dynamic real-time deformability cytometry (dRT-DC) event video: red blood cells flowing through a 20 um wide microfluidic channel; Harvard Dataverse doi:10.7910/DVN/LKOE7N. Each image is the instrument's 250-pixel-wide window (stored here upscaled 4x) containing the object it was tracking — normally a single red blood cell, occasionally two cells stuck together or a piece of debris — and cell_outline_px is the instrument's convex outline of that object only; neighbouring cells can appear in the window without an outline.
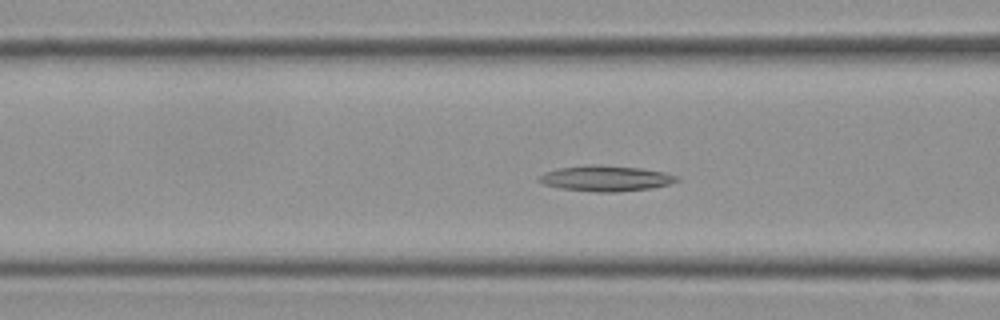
{"species": "Egyptian fruit bat (a non-hibernating species)", "species_latin": "Rousettus aegyptiacus", "temperature_condition": "cold", "stored_images_in_passage": 44, "camera_frame_rate_fps": 3000, "um_per_image_px": 0.085, "frame": {"image": 1, "passage_image": 22, "time_ms": 7.0, "image_size_px": [1000, 320], "cell_outline_px": [[680, 180], [672, 184], [652, 188], [616, 192], [596, 192], [560, 188], [544, 184], [536, 180], [544, 172], [556, 168], [588, 164], [596, 164], [640, 168], [664, 172], [680, 176]], "centroid_in_image_um": [51.51, 15.15], "position_along_channel_um": 115.1, "area_um2": 20.87}}
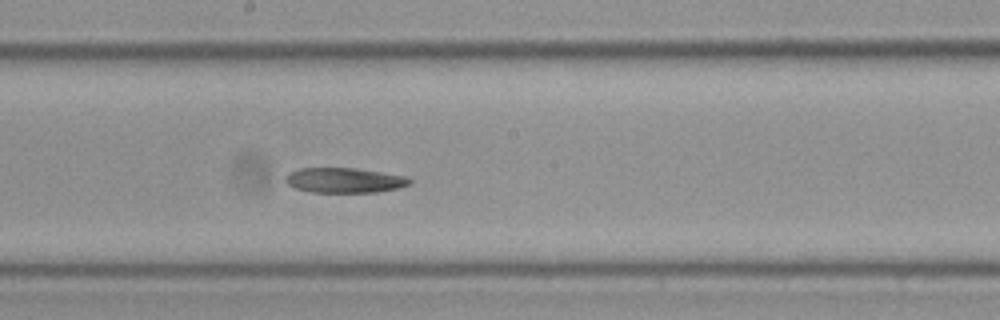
{"frame": {"image": 2, "passage_image": 31, "time_ms": 10.0, "image_size_px": [1000, 320], "cell_outline_px": [[412, 184], [400, 188], [376, 192], [312, 192], [292, 188], [284, 180], [284, 176], [288, 172], [300, 168], [356, 168], [404, 176], [412, 180]], "centroid_in_image_um": [29.24, 15.33], "position_along_channel_um": 219.0, "area_um2": 18.26}}
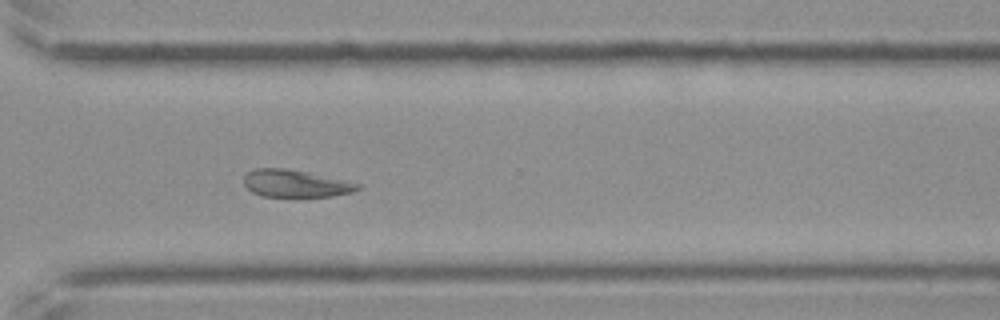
{"frame": {"image": 3, "passage_image": 42, "time_ms": 13.667, "image_size_px": [1000, 320], "cell_outline_px": [[364, 184], [360, 188], [352, 192], [332, 196], [260, 196], [252, 192], [244, 184], [244, 176], [248, 172], [256, 168], [284, 168]], "centroid_in_image_um": [25.11, 15.6], "position_along_channel_um": 345.5, "area_um2": 17.86}}